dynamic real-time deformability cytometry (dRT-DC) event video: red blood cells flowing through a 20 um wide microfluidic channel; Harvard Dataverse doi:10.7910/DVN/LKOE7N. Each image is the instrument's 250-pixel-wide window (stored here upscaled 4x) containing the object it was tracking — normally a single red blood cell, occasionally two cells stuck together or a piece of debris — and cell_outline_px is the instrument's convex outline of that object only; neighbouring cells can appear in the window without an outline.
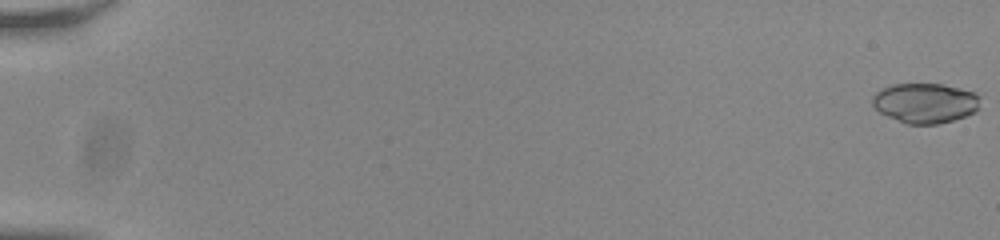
{"species": "common noctule bat (a hibernating species)", "species_latin": "Nyctalus noctula", "temperature_condition": "room temperature", "stored_images_in_passage": 46, "camera_frame_rate_fps": 3000, "um_per_image_px": 0.085, "animal": {"sex": "male", "body_mass_g": 20.0, "forearm_length_mm": 53.3}, "frame": {"image": 1, "passage_image": 1, "time_ms": 0.0, "image_size_px": [1000, 240], "cell_outline_px": [[980, 108], [976, 112], [952, 120], [936, 124], [904, 124], [880, 112], [872, 104], [872, 96], [876, 92], [892, 84], [944, 84], [976, 92], [980, 96]], "centroid_in_image_um": [78.67, 8.75], "position_along_channel_um": 6.3, "area_um2": 25.26}}
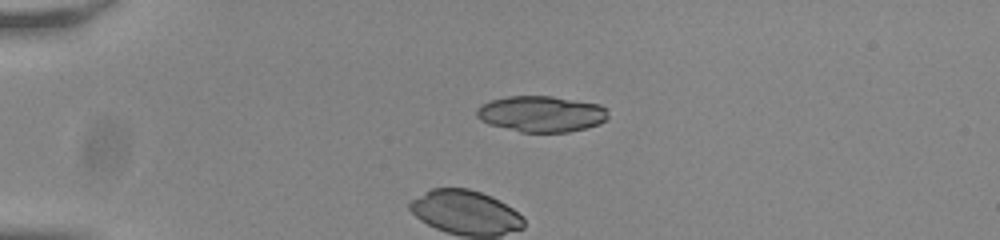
{"frame": {"image": 2, "passage_image": 15, "time_ms": 4.667, "image_size_px": [1000, 240], "cell_outline_px": [[608, 116], [600, 124], [568, 132], [520, 132], [488, 124], [480, 120], [476, 116], [476, 108], [480, 104], [492, 100], [508, 96], [552, 96], [600, 104], [608, 108]], "centroid_in_image_um": [46.0, 9.68], "position_along_channel_um": 39.0, "area_um2": 27.8}}